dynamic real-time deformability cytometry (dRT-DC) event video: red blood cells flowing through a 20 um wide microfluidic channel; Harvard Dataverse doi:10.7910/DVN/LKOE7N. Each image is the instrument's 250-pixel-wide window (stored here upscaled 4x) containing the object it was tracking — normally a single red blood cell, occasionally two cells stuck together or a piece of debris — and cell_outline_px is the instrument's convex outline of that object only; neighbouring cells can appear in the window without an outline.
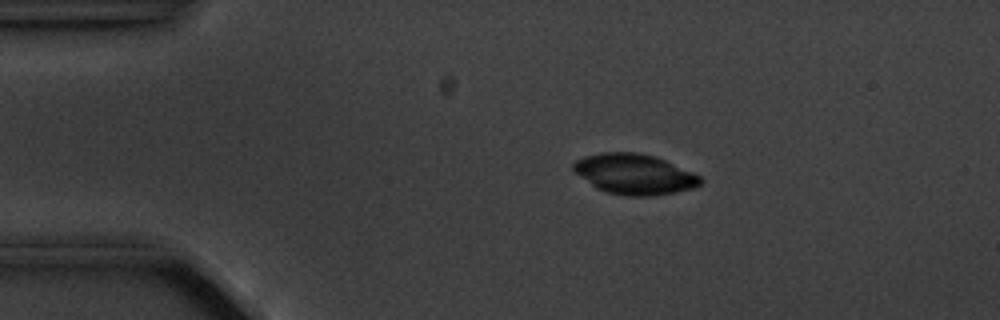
{"species": "common noctule bat (a hibernating species)", "species_latin": "Nyctalus noctula", "temperature_condition": "cold", "stored_images_in_passage": 4, "camera_frame_rate_fps": 3000, "um_per_image_px": 0.085, "animal": {"sex": "male", "body_mass_g": 20.1, "forearm_length_mm": 53.5}, "frame": {"image": 1, "passage_image": 3, "time_ms": 2.667, "image_size_px": [1000, 320], "cell_outline_px": [[704, 180], [700, 184], [692, 188], [676, 192], [652, 196], [624, 196], [608, 192], [596, 188], [576, 172], [572, 168], [572, 164], [576, 160], [584, 156], [604, 152], [636, 152], [652, 156], [664, 160], [692, 172], [700, 176]], "centroid_in_image_um": [53.92, 14.81], "position_along_channel_um": 31.1, "area_um2": 29.59}}